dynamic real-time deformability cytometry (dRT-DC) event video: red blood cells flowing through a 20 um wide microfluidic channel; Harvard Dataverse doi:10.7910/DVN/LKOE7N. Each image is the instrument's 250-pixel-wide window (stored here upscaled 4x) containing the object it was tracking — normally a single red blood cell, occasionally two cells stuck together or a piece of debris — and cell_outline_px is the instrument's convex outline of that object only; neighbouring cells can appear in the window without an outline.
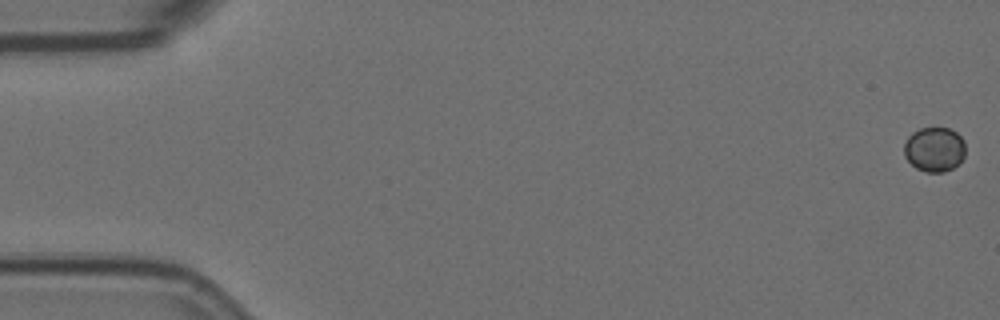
{"species": "Egyptian fruit bat (a non-hibernating species)", "species_latin": "Rousettus aegyptiacus", "temperature_condition": "room temperature", "stored_images_in_passage": 58, "camera_frame_rate_fps": 3000, "um_per_image_px": 0.085, "animal": {"sex": "female"}, "frame": {"image": 1, "passage_image": 1, "time_ms": 0.0, "image_size_px": [1000, 320], "cell_outline_px": [[964, 156], [960, 164], [944, 172], [924, 172], [916, 168], [904, 156], [904, 144], [908, 136], [912, 132], [920, 128], [948, 128], [956, 132], [964, 140]], "centroid_in_image_um": [79.42, 12.7], "position_along_channel_um": 5.6, "area_um2": 16.07}}
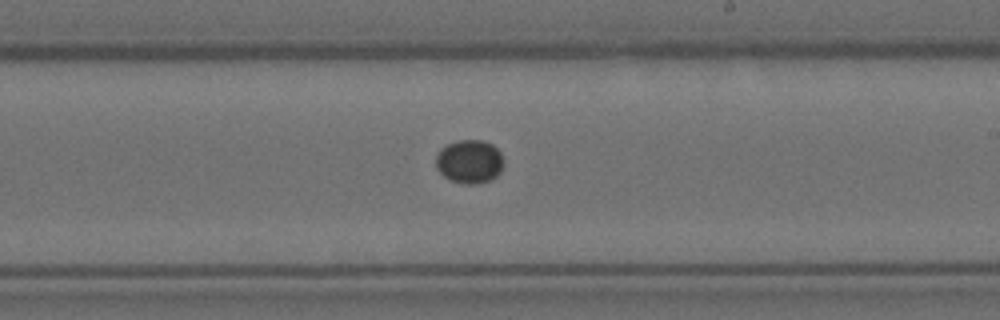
{"frame": {"image": 2, "passage_image": 34, "time_ms": 11.0, "image_size_px": [1000, 320], "cell_outline_px": [[504, 164], [500, 172], [492, 180], [476, 184], [460, 184], [448, 180], [436, 168], [436, 156], [440, 148], [456, 140], [484, 140], [492, 144], [500, 152], [504, 160]], "centroid_in_image_um": [39.9, 13.74], "position_along_channel_um": 249.1, "area_um2": 17.57}}
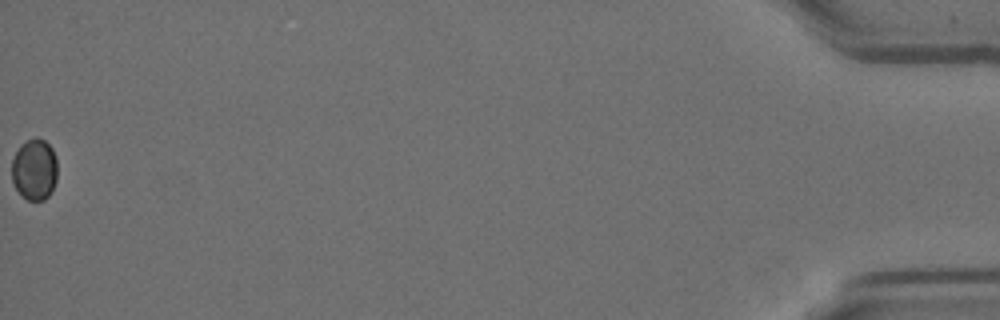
{"frame": {"image": 3, "passage_image": 58, "time_ms": 19.0, "image_size_px": [1000, 320], "cell_outline_px": [[56, 180], [48, 196], [44, 200], [28, 200], [16, 188], [12, 180], [12, 160], [16, 152], [28, 140], [36, 136], [44, 140], [52, 148], [56, 156]], "centroid_in_image_um": [2.94, 14.39], "position_along_channel_um": 432.3, "area_um2": 16.01}}